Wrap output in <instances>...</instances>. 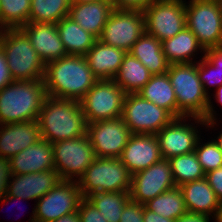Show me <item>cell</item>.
Returning <instances> with one entry per match:
<instances>
[{"instance_id": "ee69618b", "label": "cell", "mask_w": 222, "mask_h": 222, "mask_svg": "<svg viewBox=\"0 0 222 222\" xmlns=\"http://www.w3.org/2000/svg\"><path fill=\"white\" fill-rule=\"evenodd\" d=\"M211 220L213 221L214 218L208 215L187 212L174 222H210Z\"/></svg>"}, {"instance_id": "83f0119b", "label": "cell", "mask_w": 222, "mask_h": 222, "mask_svg": "<svg viewBox=\"0 0 222 222\" xmlns=\"http://www.w3.org/2000/svg\"><path fill=\"white\" fill-rule=\"evenodd\" d=\"M137 94L164 108L174 118H177V99L167 73L152 75L151 79Z\"/></svg>"}, {"instance_id": "44dd1931", "label": "cell", "mask_w": 222, "mask_h": 222, "mask_svg": "<svg viewBox=\"0 0 222 222\" xmlns=\"http://www.w3.org/2000/svg\"><path fill=\"white\" fill-rule=\"evenodd\" d=\"M12 174L21 175L55 170L53 144L40 139L9 159Z\"/></svg>"}, {"instance_id": "5b68a950", "label": "cell", "mask_w": 222, "mask_h": 222, "mask_svg": "<svg viewBox=\"0 0 222 222\" xmlns=\"http://www.w3.org/2000/svg\"><path fill=\"white\" fill-rule=\"evenodd\" d=\"M177 99V118L196 116L203 118L210 97L204 92L198 75V62L171 64L167 71Z\"/></svg>"}, {"instance_id": "f35d334b", "label": "cell", "mask_w": 222, "mask_h": 222, "mask_svg": "<svg viewBox=\"0 0 222 222\" xmlns=\"http://www.w3.org/2000/svg\"><path fill=\"white\" fill-rule=\"evenodd\" d=\"M205 179L222 202V166L206 173Z\"/></svg>"}, {"instance_id": "30bf717a", "label": "cell", "mask_w": 222, "mask_h": 222, "mask_svg": "<svg viewBox=\"0 0 222 222\" xmlns=\"http://www.w3.org/2000/svg\"><path fill=\"white\" fill-rule=\"evenodd\" d=\"M53 158L61 180L78 181L96 155L86 134L53 143Z\"/></svg>"}, {"instance_id": "f6af8a7d", "label": "cell", "mask_w": 222, "mask_h": 222, "mask_svg": "<svg viewBox=\"0 0 222 222\" xmlns=\"http://www.w3.org/2000/svg\"><path fill=\"white\" fill-rule=\"evenodd\" d=\"M143 222H174V220L156 214L144 206Z\"/></svg>"}, {"instance_id": "cb8c5ba5", "label": "cell", "mask_w": 222, "mask_h": 222, "mask_svg": "<svg viewBox=\"0 0 222 222\" xmlns=\"http://www.w3.org/2000/svg\"><path fill=\"white\" fill-rule=\"evenodd\" d=\"M126 52L96 40L93 47L85 55L93 74L102 79H114L119 71Z\"/></svg>"}, {"instance_id": "f546056e", "label": "cell", "mask_w": 222, "mask_h": 222, "mask_svg": "<svg viewBox=\"0 0 222 222\" xmlns=\"http://www.w3.org/2000/svg\"><path fill=\"white\" fill-rule=\"evenodd\" d=\"M86 199L99 210L107 222H120L125 204L130 200V191L97 192Z\"/></svg>"}, {"instance_id": "8992f818", "label": "cell", "mask_w": 222, "mask_h": 222, "mask_svg": "<svg viewBox=\"0 0 222 222\" xmlns=\"http://www.w3.org/2000/svg\"><path fill=\"white\" fill-rule=\"evenodd\" d=\"M132 175L119 158L96 157L78 179L82 197L97 192L130 191Z\"/></svg>"}, {"instance_id": "484cf974", "label": "cell", "mask_w": 222, "mask_h": 222, "mask_svg": "<svg viewBox=\"0 0 222 222\" xmlns=\"http://www.w3.org/2000/svg\"><path fill=\"white\" fill-rule=\"evenodd\" d=\"M137 58L152 75L165 74L169 68L162 51V44L155 36L144 33L128 52Z\"/></svg>"}, {"instance_id": "9a60e30c", "label": "cell", "mask_w": 222, "mask_h": 222, "mask_svg": "<svg viewBox=\"0 0 222 222\" xmlns=\"http://www.w3.org/2000/svg\"><path fill=\"white\" fill-rule=\"evenodd\" d=\"M96 157L119 158L132 135L122 117L87 123Z\"/></svg>"}, {"instance_id": "277c9868", "label": "cell", "mask_w": 222, "mask_h": 222, "mask_svg": "<svg viewBox=\"0 0 222 222\" xmlns=\"http://www.w3.org/2000/svg\"><path fill=\"white\" fill-rule=\"evenodd\" d=\"M0 46L13 80H44L45 64L20 28L1 29Z\"/></svg>"}, {"instance_id": "816d5d0a", "label": "cell", "mask_w": 222, "mask_h": 222, "mask_svg": "<svg viewBox=\"0 0 222 222\" xmlns=\"http://www.w3.org/2000/svg\"><path fill=\"white\" fill-rule=\"evenodd\" d=\"M99 0H70L71 3H85V2H94Z\"/></svg>"}, {"instance_id": "c3c4849f", "label": "cell", "mask_w": 222, "mask_h": 222, "mask_svg": "<svg viewBox=\"0 0 222 222\" xmlns=\"http://www.w3.org/2000/svg\"><path fill=\"white\" fill-rule=\"evenodd\" d=\"M214 100L217 101V103H219L222 106V85L220 87H218L217 89H215L214 91Z\"/></svg>"}, {"instance_id": "f5cc1de1", "label": "cell", "mask_w": 222, "mask_h": 222, "mask_svg": "<svg viewBox=\"0 0 222 222\" xmlns=\"http://www.w3.org/2000/svg\"><path fill=\"white\" fill-rule=\"evenodd\" d=\"M219 5L220 13L222 14V0H216Z\"/></svg>"}, {"instance_id": "d4e9b609", "label": "cell", "mask_w": 222, "mask_h": 222, "mask_svg": "<svg viewBox=\"0 0 222 222\" xmlns=\"http://www.w3.org/2000/svg\"><path fill=\"white\" fill-rule=\"evenodd\" d=\"M161 44L164 56L170 65L198 62L196 59L200 53V57H204L205 50L187 27L174 37L163 40Z\"/></svg>"}, {"instance_id": "603a6c76", "label": "cell", "mask_w": 222, "mask_h": 222, "mask_svg": "<svg viewBox=\"0 0 222 222\" xmlns=\"http://www.w3.org/2000/svg\"><path fill=\"white\" fill-rule=\"evenodd\" d=\"M187 211L215 218L221 201L205 178L179 186Z\"/></svg>"}, {"instance_id": "4316f807", "label": "cell", "mask_w": 222, "mask_h": 222, "mask_svg": "<svg viewBox=\"0 0 222 222\" xmlns=\"http://www.w3.org/2000/svg\"><path fill=\"white\" fill-rule=\"evenodd\" d=\"M56 26L68 55L85 56L97 40L68 16L61 19Z\"/></svg>"}, {"instance_id": "1f68e13d", "label": "cell", "mask_w": 222, "mask_h": 222, "mask_svg": "<svg viewBox=\"0 0 222 222\" xmlns=\"http://www.w3.org/2000/svg\"><path fill=\"white\" fill-rule=\"evenodd\" d=\"M70 0H31L28 23L57 24L68 16Z\"/></svg>"}, {"instance_id": "7bdbcfd3", "label": "cell", "mask_w": 222, "mask_h": 222, "mask_svg": "<svg viewBox=\"0 0 222 222\" xmlns=\"http://www.w3.org/2000/svg\"><path fill=\"white\" fill-rule=\"evenodd\" d=\"M204 57L217 67L222 76V45L206 49Z\"/></svg>"}, {"instance_id": "4dcf8cb0", "label": "cell", "mask_w": 222, "mask_h": 222, "mask_svg": "<svg viewBox=\"0 0 222 222\" xmlns=\"http://www.w3.org/2000/svg\"><path fill=\"white\" fill-rule=\"evenodd\" d=\"M144 206L154 213L174 221L188 212L183 193L178 186L149 200Z\"/></svg>"}, {"instance_id": "74e56055", "label": "cell", "mask_w": 222, "mask_h": 222, "mask_svg": "<svg viewBox=\"0 0 222 222\" xmlns=\"http://www.w3.org/2000/svg\"><path fill=\"white\" fill-rule=\"evenodd\" d=\"M144 204L129 200L123 209L120 222H143Z\"/></svg>"}, {"instance_id": "6da1fadb", "label": "cell", "mask_w": 222, "mask_h": 222, "mask_svg": "<svg viewBox=\"0 0 222 222\" xmlns=\"http://www.w3.org/2000/svg\"><path fill=\"white\" fill-rule=\"evenodd\" d=\"M98 81L85 56L66 55L45 66L47 96L81 101Z\"/></svg>"}, {"instance_id": "ac0fdd59", "label": "cell", "mask_w": 222, "mask_h": 222, "mask_svg": "<svg viewBox=\"0 0 222 222\" xmlns=\"http://www.w3.org/2000/svg\"><path fill=\"white\" fill-rule=\"evenodd\" d=\"M61 179L56 170H45L36 173L12 174L6 194L26 200H39L53 189Z\"/></svg>"}, {"instance_id": "d6986e66", "label": "cell", "mask_w": 222, "mask_h": 222, "mask_svg": "<svg viewBox=\"0 0 222 222\" xmlns=\"http://www.w3.org/2000/svg\"><path fill=\"white\" fill-rule=\"evenodd\" d=\"M20 29L27 35L32 47L45 65L68 55L56 24L28 23L21 26Z\"/></svg>"}, {"instance_id": "836d02e7", "label": "cell", "mask_w": 222, "mask_h": 222, "mask_svg": "<svg viewBox=\"0 0 222 222\" xmlns=\"http://www.w3.org/2000/svg\"><path fill=\"white\" fill-rule=\"evenodd\" d=\"M176 186L205 178V173L195 152L183 154L168 159Z\"/></svg>"}, {"instance_id": "7c38bea8", "label": "cell", "mask_w": 222, "mask_h": 222, "mask_svg": "<svg viewBox=\"0 0 222 222\" xmlns=\"http://www.w3.org/2000/svg\"><path fill=\"white\" fill-rule=\"evenodd\" d=\"M82 199L77 181L61 180L36 201L28 222H51L77 212Z\"/></svg>"}, {"instance_id": "8fae6325", "label": "cell", "mask_w": 222, "mask_h": 222, "mask_svg": "<svg viewBox=\"0 0 222 222\" xmlns=\"http://www.w3.org/2000/svg\"><path fill=\"white\" fill-rule=\"evenodd\" d=\"M122 119L132 134H156L174 117L139 94L128 93L123 101Z\"/></svg>"}, {"instance_id": "ab89813d", "label": "cell", "mask_w": 222, "mask_h": 222, "mask_svg": "<svg viewBox=\"0 0 222 222\" xmlns=\"http://www.w3.org/2000/svg\"><path fill=\"white\" fill-rule=\"evenodd\" d=\"M116 9H136L144 10L151 3L157 0H111Z\"/></svg>"}, {"instance_id": "5bb4252c", "label": "cell", "mask_w": 222, "mask_h": 222, "mask_svg": "<svg viewBox=\"0 0 222 222\" xmlns=\"http://www.w3.org/2000/svg\"><path fill=\"white\" fill-rule=\"evenodd\" d=\"M143 14L145 32L161 42L186 28L185 0H157Z\"/></svg>"}, {"instance_id": "7402d4cb", "label": "cell", "mask_w": 222, "mask_h": 222, "mask_svg": "<svg viewBox=\"0 0 222 222\" xmlns=\"http://www.w3.org/2000/svg\"><path fill=\"white\" fill-rule=\"evenodd\" d=\"M113 9L111 0L71 3L68 17L98 39Z\"/></svg>"}, {"instance_id": "e0dca14e", "label": "cell", "mask_w": 222, "mask_h": 222, "mask_svg": "<svg viewBox=\"0 0 222 222\" xmlns=\"http://www.w3.org/2000/svg\"><path fill=\"white\" fill-rule=\"evenodd\" d=\"M119 159L131 175L138 173L162 159L155 134H132Z\"/></svg>"}, {"instance_id": "8d00e7d4", "label": "cell", "mask_w": 222, "mask_h": 222, "mask_svg": "<svg viewBox=\"0 0 222 222\" xmlns=\"http://www.w3.org/2000/svg\"><path fill=\"white\" fill-rule=\"evenodd\" d=\"M77 212L81 222H107L103 216L100 215L99 210L86 198L81 200Z\"/></svg>"}, {"instance_id": "3957f363", "label": "cell", "mask_w": 222, "mask_h": 222, "mask_svg": "<svg viewBox=\"0 0 222 222\" xmlns=\"http://www.w3.org/2000/svg\"><path fill=\"white\" fill-rule=\"evenodd\" d=\"M46 97L44 80H13L0 91V124L37 120Z\"/></svg>"}, {"instance_id": "bcb514c9", "label": "cell", "mask_w": 222, "mask_h": 222, "mask_svg": "<svg viewBox=\"0 0 222 222\" xmlns=\"http://www.w3.org/2000/svg\"><path fill=\"white\" fill-rule=\"evenodd\" d=\"M51 222H81L78 212H72L70 214L64 215L61 218L51 221Z\"/></svg>"}, {"instance_id": "60d3db41", "label": "cell", "mask_w": 222, "mask_h": 222, "mask_svg": "<svg viewBox=\"0 0 222 222\" xmlns=\"http://www.w3.org/2000/svg\"><path fill=\"white\" fill-rule=\"evenodd\" d=\"M12 176L9 159L0 157V198L6 194L7 185Z\"/></svg>"}, {"instance_id": "f1b7e54d", "label": "cell", "mask_w": 222, "mask_h": 222, "mask_svg": "<svg viewBox=\"0 0 222 222\" xmlns=\"http://www.w3.org/2000/svg\"><path fill=\"white\" fill-rule=\"evenodd\" d=\"M151 77L152 74L147 67L130 53H126L113 80L128 94L137 93Z\"/></svg>"}, {"instance_id": "ba28073f", "label": "cell", "mask_w": 222, "mask_h": 222, "mask_svg": "<svg viewBox=\"0 0 222 222\" xmlns=\"http://www.w3.org/2000/svg\"><path fill=\"white\" fill-rule=\"evenodd\" d=\"M205 123L206 121L203 118L196 116L174 118L155 134L162 158L170 159L193 152L198 140L203 137L199 128L204 127ZM198 126L199 128H197Z\"/></svg>"}, {"instance_id": "f907efd6", "label": "cell", "mask_w": 222, "mask_h": 222, "mask_svg": "<svg viewBox=\"0 0 222 222\" xmlns=\"http://www.w3.org/2000/svg\"><path fill=\"white\" fill-rule=\"evenodd\" d=\"M219 135L214 137V141L217 143L219 149L222 151V130L218 133ZM216 138V139H215Z\"/></svg>"}, {"instance_id": "2e32d148", "label": "cell", "mask_w": 222, "mask_h": 222, "mask_svg": "<svg viewBox=\"0 0 222 222\" xmlns=\"http://www.w3.org/2000/svg\"><path fill=\"white\" fill-rule=\"evenodd\" d=\"M176 187L173 179L171 164L168 159H161L132 175L130 199L140 204Z\"/></svg>"}, {"instance_id": "7dc6e473", "label": "cell", "mask_w": 222, "mask_h": 222, "mask_svg": "<svg viewBox=\"0 0 222 222\" xmlns=\"http://www.w3.org/2000/svg\"><path fill=\"white\" fill-rule=\"evenodd\" d=\"M17 200H19V201L23 200L24 201V199L21 198V197L19 198V197H14V196H10L8 194H5L0 198V203L10 204L12 201H17Z\"/></svg>"}, {"instance_id": "b9f144b4", "label": "cell", "mask_w": 222, "mask_h": 222, "mask_svg": "<svg viewBox=\"0 0 222 222\" xmlns=\"http://www.w3.org/2000/svg\"><path fill=\"white\" fill-rule=\"evenodd\" d=\"M12 81L13 78L10 74L4 50L0 46V91Z\"/></svg>"}, {"instance_id": "e575fe53", "label": "cell", "mask_w": 222, "mask_h": 222, "mask_svg": "<svg viewBox=\"0 0 222 222\" xmlns=\"http://www.w3.org/2000/svg\"><path fill=\"white\" fill-rule=\"evenodd\" d=\"M31 0H0V29L28 24Z\"/></svg>"}, {"instance_id": "681fc988", "label": "cell", "mask_w": 222, "mask_h": 222, "mask_svg": "<svg viewBox=\"0 0 222 222\" xmlns=\"http://www.w3.org/2000/svg\"><path fill=\"white\" fill-rule=\"evenodd\" d=\"M213 222H222V202L220 203V206L218 208L217 214Z\"/></svg>"}, {"instance_id": "4fadbf2b", "label": "cell", "mask_w": 222, "mask_h": 222, "mask_svg": "<svg viewBox=\"0 0 222 222\" xmlns=\"http://www.w3.org/2000/svg\"><path fill=\"white\" fill-rule=\"evenodd\" d=\"M144 33L142 10L114 8L98 40L128 53Z\"/></svg>"}, {"instance_id": "d6a6232c", "label": "cell", "mask_w": 222, "mask_h": 222, "mask_svg": "<svg viewBox=\"0 0 222 222\" xmlns=\"http://www.w3.org/2000/svg\"><path fill=\"white\" fill-rule=\"evenodd\" d=\"M198 75L200 81L202 82L204 92L210 97L209 106L207 108L205 116L203 117V119L206 121L205 128H211V130L215 128V130H217L215 126H217L216 124L219 120L217 119L218 114L214 109L215 107L213 102L211 101V93L209 91L212 90L210 89L211 87H215L217 89L222 85V76L218 72L217 67L209 62L205 57L199 58Z\"/></svg>"}, {"instance_id": "d590c367", "label": "cell", "mask_w": 222, "mask_h": 222, "mask_svg": "<svg viewBox=\"0 0 222 222\" xmlns=\"http://www.w3.org/2000/svg\"><path fill=\"white\" fill-rule=\"evenodd\" d=\"M194 152L205 174L222 166V151L213 138L203 143L200 137Z\"/></svg>"}, {"instance_id": "7a4b0ae2", "label": "cell", "mask_w": 222, "mask_h": 222, "mask_svg": "<svg viewBox=\"0 0 222 222\" xmlns=\"http://www.w3.org/2000/svg\"><path fill=\"white\" fill-rule=\"evenodd\" d=\"M37 121L41 139L51 144L87 134V122L79 101L47 96Z\"/></svg>"}, {"instance_id": "9c48e42d", "label": "cell", "mask_w": 222, "mask_h": 222, "mask_svg": "<svg viewBox=\"0 0 222 222\" xmlns=\"http://www.w3.org/2000/svg\"><path fill=\"white\" fill-rule=\"evenodd\" d=\"M125 95L113 79L98 80L80 101L86 122L122 117Z\"/></svg>"}, {"instance_id": "ffe728a7", "label": "cell", "mask_w": 222, "mask_h": 222, "mask_svg": "<svg viewBox=\"0 0 222 222\" xmlns=\"http://www.w3.org/2000/svg\"><path fill=\"white\" fill-rule=\"evenodd\" d=\"M40 139L37 120L0 124V157L10 159Z\"/></svg>"}, {"instance_id": "52a82bcc", "label": "cell", "mask_w": 222, "mask_h": 222, "mask_svg": "<svg viewBox=\"0 0 222 222\" xmlns=\"http://www.w3.org/2000/svg\"><path fill=\"white\" fill-rule=\"evenodd\" d=\"M186 27L204 50L222 45V14L216 0H185Z\"/></svg>"}]
</instances>
